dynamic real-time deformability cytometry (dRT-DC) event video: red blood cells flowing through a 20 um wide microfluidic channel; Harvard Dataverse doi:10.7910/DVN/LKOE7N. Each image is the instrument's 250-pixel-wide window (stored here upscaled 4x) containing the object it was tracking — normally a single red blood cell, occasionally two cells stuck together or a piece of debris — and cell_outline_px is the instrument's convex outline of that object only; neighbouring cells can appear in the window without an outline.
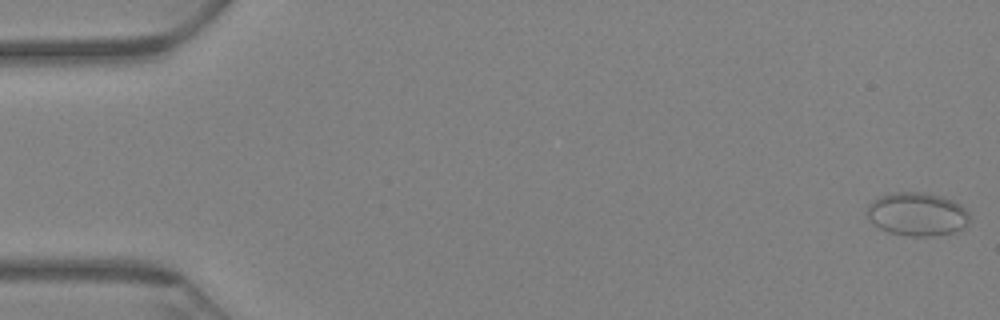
{"species": "Egyptian fruit bat (a non-hibernating species)", "species_latin": "Rousettus aegyptiacus", "temperature_condition": "warm", "stored_images_in_passage": 65, "camera_frame_rate_fps": 3000, "um_per_image_px": 0.085, "animal": {"sex": "female"}, "frame": {"image": 1, "passage_image": 1, "time_ms": 0.0, "image_size_px": [1000, 320], "cell_outline_px": [[968, 220], [964, 228], [952, 232], [928, 236], [912, 236], [888, 232], [872, 224], [868, 216], [868, 204], [872, 200], [888, 192], [924, 192], [940, 196], [952, 200], [960, 204], [968, 212]], "centroid_in_image_um": [77.93, 18.19], "position_along_channel_um": 7.1, "area_um2": 25.84}}
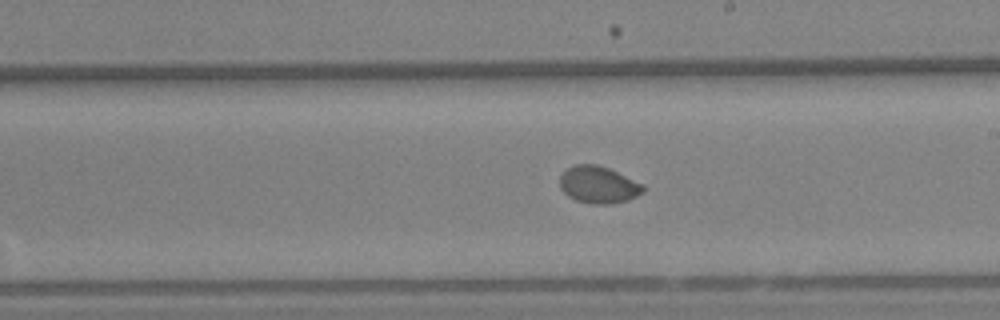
{"frame": {"image": 2, "passage_image": 38, "time_ms": 12.333, "image_size_px": [1000, 320], "cell_outline_px": [[644, 192], [628, 200], [612, 204], [592, 204], [576, 200], [568, 196], [560, 188], [560, 176], [568, 168], [576, 164], [600, 164], [644, 184]], "centroid_in_image_um": [50.88, 15.7], "position_along_channel_um": 238.1, "area_um2": 18.09}}
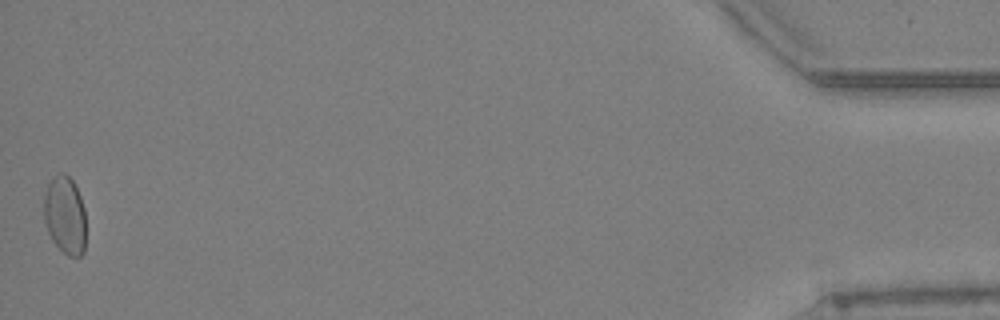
{"frame": {"image": 3, "passage_image": 65, "time_ms": 21.333, "image_size_px": [1000, 320], "cell_outline_px": [[84, 252], [80, 256], [68, 256], [52, 240], [48, 232], [44, 220], [44, 192], [48, 184], [60, 172], [64, 172], [72, 180], [80, 196], [84, 208]], "centroid_in_image_um": [5.51, 18.28], "position_along_channel_um": 429.7, "area_um2": 18.84}, "authors_computed_cell_mechanics": {"area_um2": 18.9006, "velocity_mm_per_s": 3.1694, "shape_relaxation_time_tau1_ms": 9.4756, "shape_relaxation_time_tau2_ms": null, "deformation_change_tau1": 0.0767, "deformation_change_tau2": null}}